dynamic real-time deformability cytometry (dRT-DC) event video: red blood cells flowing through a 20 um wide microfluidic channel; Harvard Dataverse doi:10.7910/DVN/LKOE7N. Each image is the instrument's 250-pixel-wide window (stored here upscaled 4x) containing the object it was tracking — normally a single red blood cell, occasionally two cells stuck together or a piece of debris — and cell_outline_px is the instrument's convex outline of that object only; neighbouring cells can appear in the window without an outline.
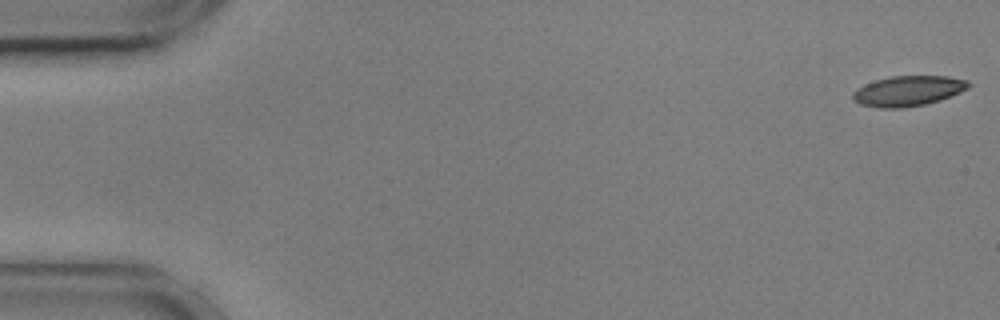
{"species": "common noctule bat (a hibernating species)", "species_latin": "Nyctalus noctula", "temperature_condition": "cold", "stored_images_in_passage": 37, "camera_frame_rate_fps": 3000, "um_per_image_px": 0.085, "animal": {"sex": "male", "body_mass_g": 17.9, "forearm_length_mm": 54.2}, "frame": {"image": 1, "passage_image": 1, "time_ms": 0.0, "image_size_px": [1000, 320], "cell_outline_px": [[972, 84], [968, 88], [960, 92], [940, 100], [924, 104], [900, 108], [880, 108], [860, 104], [852, 100], [852, 92], [856, 88], [864, 84], [876, 80], [892, 76], [948, 76], [968, 80]], "centroid_in_image_um": [77.17, 7.72], "position_along_channel_um": 7.8, "area_um2": 20.46}}
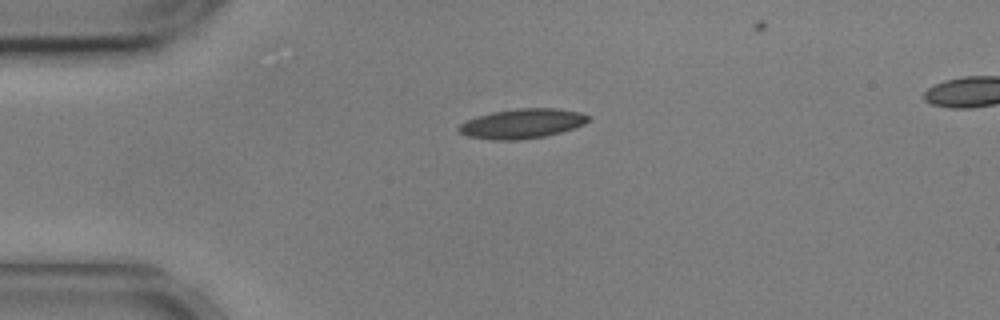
{"frame": {"image": 2, "passage_image": 13, "time_ms": 4.0, "image_size_px": [1000, 320], "cell_outline_px": [[592, 116], [584, 124], [560, 132], [544, 136], [520, 140], [492, 140], [468, 136], [460, 132], [456, 128], [460, 124], [476, 116], [492, 112], [516, 108], [556, 108], [580, 112]], "centroid_in_image_um": [44.37, 10.5], "position_along_channel_um": 40.6, "area_um2": 22.37}}